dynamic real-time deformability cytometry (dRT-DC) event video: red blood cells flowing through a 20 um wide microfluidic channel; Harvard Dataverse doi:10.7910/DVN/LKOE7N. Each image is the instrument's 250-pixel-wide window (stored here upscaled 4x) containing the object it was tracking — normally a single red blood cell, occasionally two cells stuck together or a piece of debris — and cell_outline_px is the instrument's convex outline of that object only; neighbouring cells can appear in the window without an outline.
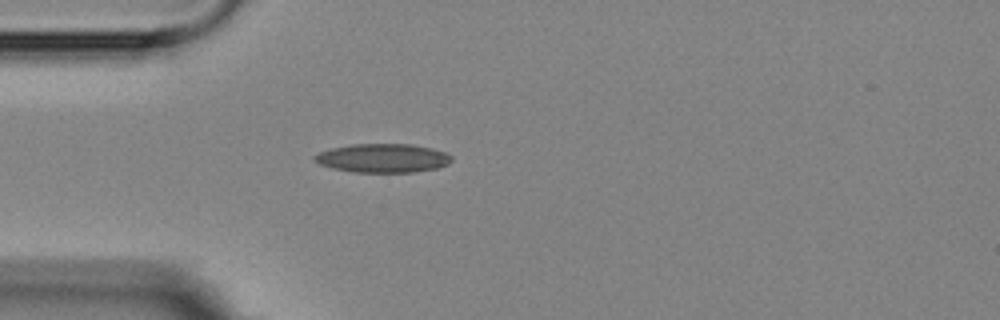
{"species": "Egyptian fruit bat (a non-hibernating species)", "species_latin": "Rousettus aegyptiacus", "temperature_condition": "room temperature", "stored_images_in_passage": 1, "camera_frame_rate_fps": 3000, "um_per_image_px": 0.085, "animal": {"sex": "female"}, "frame": {"image": 1, "passage_image": 1, "time_ms": 0.0, "image_size_px": [1000, 320], "cell_outline_px": [[452, 160], [448, 164], [436, 168], [412, 172], [356, 172], [332, 168], [320, 164], [312, 160], [312, 156], [320, 152], [332, 148], [352, 144], [412, 144], [432, 148], [444, 152], [452, 156]], "centroid_in_image_um": [32.53, 13.43], "position_along_channel_um": 52.5, "area_um2": 22.95}}